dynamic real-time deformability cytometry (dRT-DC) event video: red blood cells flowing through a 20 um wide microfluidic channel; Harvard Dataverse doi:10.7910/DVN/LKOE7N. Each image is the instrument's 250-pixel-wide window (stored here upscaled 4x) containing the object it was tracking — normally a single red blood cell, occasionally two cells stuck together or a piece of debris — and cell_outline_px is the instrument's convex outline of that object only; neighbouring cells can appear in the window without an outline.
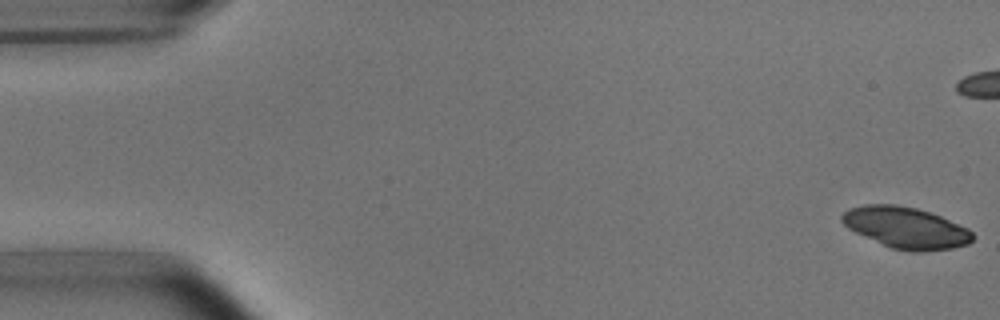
{"species": "common noctule bat (a hibernating species)", "species_latin": "Nyctalus noctula", "temperature_condition": "room temperature", "stored_images_in_passage": 8, "segment_of_instrument_passage": [1, 2], "camera_frame_rate_fps": 3000, "um_per_image_px": 0.085, "animal": {"sex": "male", "body_mass_g": 15.6}, "frame": {"image": 1, "passage_image": 1, "time_ms": 0.0, "image_size_px": [1000, 320], "cell_outline_px": [[972, 240], [968, 244], [952, 248], [924, 252], [912, 252], [892, 248], [856, 232], [848, 228], [840, 220], [840, 216], [848, 208], [864, 204], [896, 204], [916, 208], [940, 216], [968, 228], [972, 232]], "centroid_in_image_um": [76.99, 19.35], "position_along_channel_um": 8.0, "area_um2": 31.33}}